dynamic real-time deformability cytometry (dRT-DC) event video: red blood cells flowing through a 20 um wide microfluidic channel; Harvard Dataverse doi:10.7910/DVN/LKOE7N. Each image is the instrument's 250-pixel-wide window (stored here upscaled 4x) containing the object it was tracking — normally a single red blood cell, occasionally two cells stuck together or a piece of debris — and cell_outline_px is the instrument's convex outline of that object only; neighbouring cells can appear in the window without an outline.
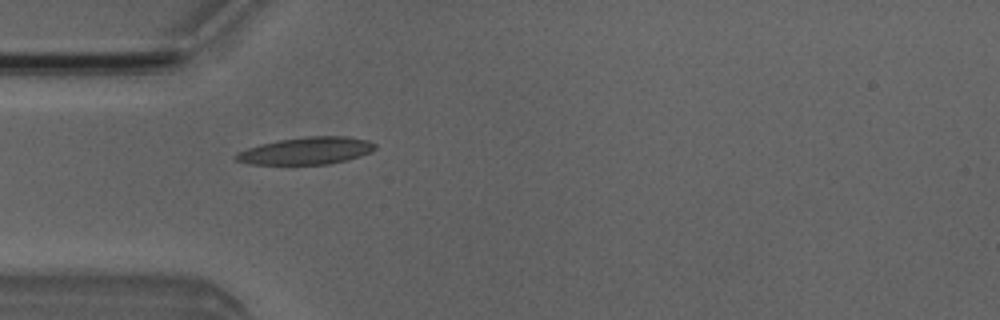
{"species": "Egyptian fruit bat (a non-hibernating species)", "species_latin": "Rousettus aegyptiacus", "temperature_condition": "room temperature", "stored_images_in_passage": 2, "camera_frame_rate_fps": 3000, "um_per_image_px": 0.085, "animal": {"sex": "male"}, "frame": {"image": 1, "passage_image": 2, "time_ms": 1.0, "image_size_px": [1000, 320], "cell_outline_px": [[376, 148], [372, 152], [360, 156], [328, 164], [248, 164], [236, 160], [232, 156], [236, 152], [260, 144], [280, 140], [308, 136], [344, 136], [368, 140], [376, 144]], "centroid_in_image_um": [26.02, 12.81], "position_along_channel_um": 59.0, "area_um2": 22.02}}